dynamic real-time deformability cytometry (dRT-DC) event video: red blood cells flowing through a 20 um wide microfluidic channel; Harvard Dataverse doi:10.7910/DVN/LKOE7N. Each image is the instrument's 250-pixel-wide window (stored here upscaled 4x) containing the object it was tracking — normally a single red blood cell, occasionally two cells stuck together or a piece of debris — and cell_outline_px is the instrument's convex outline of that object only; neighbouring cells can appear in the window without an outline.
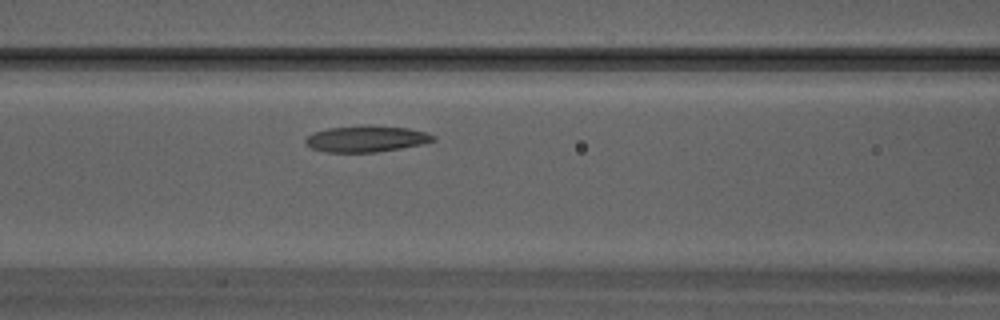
{"species": "Egyptian fruit bat (a non-hibernating species)", "species_latin": "Rousettus aegyptiacus", "temperature_condition": "warm", "stored_images_in_passage": 15, "camera_frame_rate_fps": 3000, "um_per_image_px": 0.085, "animal": {"sex": "male"}, "frame": {"image": 1, "passage_image": 5, "time_ms": 1.333, "image_size_px": [1000, 320], "cell_outline_px": [[436, 140], [424, 144], [376, 152], [324, 152], [312, 148], [304, 140], [312, 132], [328, 128], [360, 124], [368, 124], [408, 128], [428, 132], [436, 136]], "centroid_in_image_um": [31.17, 11.78], "position_along_channel_um": 135.4, "area_um2": 19.94}}
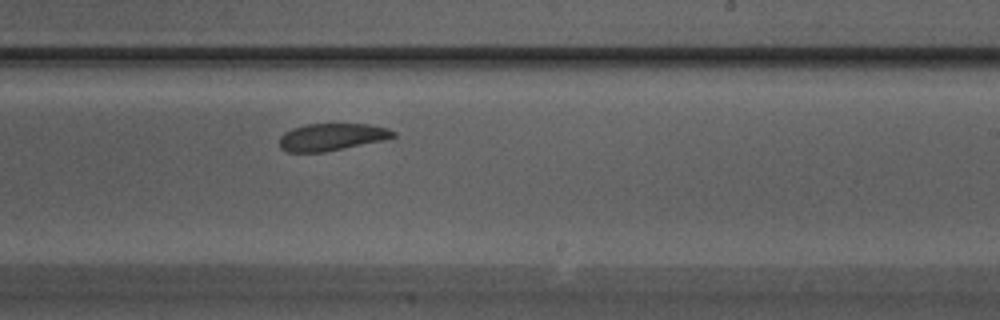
{"frame": {"image": 2, "passage_image": 11, "time_ms": 3.333, "image_size_px": [1000, 320], "cell_outline_px": [[396, 136], [384, 140], [324, 152], [288, 152], [280, 148], [280, 136], [284, 132], [292, 128], [308, 124], [368, 124], [388, 128], [396, 132]], "centroid_in_image_um": [28.2, 11.64], "position_along_channel_um": 260.8, "area_um2": 18.03}}